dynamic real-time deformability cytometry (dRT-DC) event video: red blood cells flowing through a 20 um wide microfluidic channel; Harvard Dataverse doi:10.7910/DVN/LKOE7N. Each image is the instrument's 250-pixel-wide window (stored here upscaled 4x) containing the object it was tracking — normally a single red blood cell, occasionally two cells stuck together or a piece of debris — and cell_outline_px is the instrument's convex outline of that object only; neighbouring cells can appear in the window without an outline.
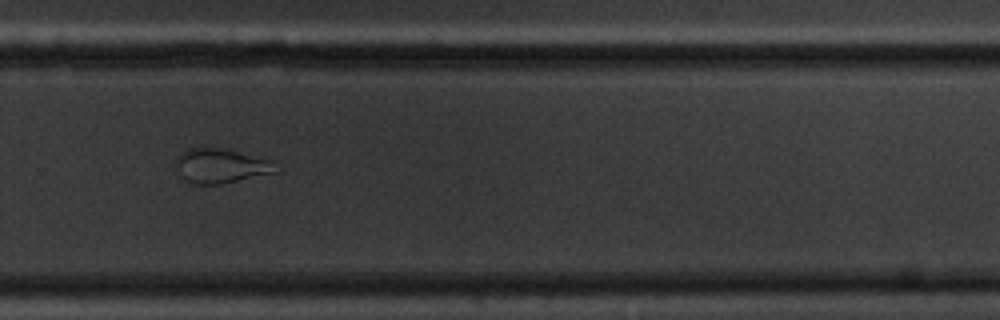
{"species": "common noctule bat (a hibernating species)", "species_latin": "Nyctalus noctula", "temperature_condition": "cold", "stored_images_in_passage": 11, "camera_frame_rate_fps": 3000, "um_per_image_px": 0.085, "animal": {"sex": "male", "body_mass_g": 20.1, "forearm_length_mm": 53.5}, "frame": {"image": 1, "passage_image": 11, "time_ms": 12.667, "image_size_px": [1000, 320], "cell_outline_px": [[280, 172], [220, 184], [192, 184], [184, 176], [176, 164], [176, 156], [180, 152], [188, 148], [204, 144], [276, 160]], "centroid_in_image_um": [18.85, 14.04], "position_along_channel_um": 310.9, "area_um2": 20.75}}